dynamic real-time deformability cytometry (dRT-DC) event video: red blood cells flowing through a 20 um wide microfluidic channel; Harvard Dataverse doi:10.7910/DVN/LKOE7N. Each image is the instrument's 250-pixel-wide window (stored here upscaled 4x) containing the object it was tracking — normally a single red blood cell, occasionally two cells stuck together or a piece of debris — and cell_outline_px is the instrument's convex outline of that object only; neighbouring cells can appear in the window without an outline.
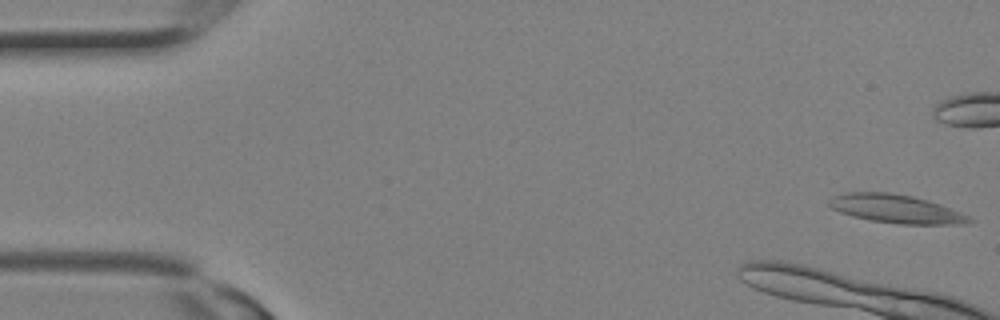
{"species": "Egyptian fruit bat (a non-hibernating species)", "species_latin": "Rousettus aegyptiacus", "temperature_condition": "room temperature", "stored_images_in_passage": 6, "camera_frame_rate_fps": 3000, "um_per_image_px": 0.085, "animal": {"sex": "female"}, "frame": {"image": 1, "passage_image": 1, "time_ms": 0.0, "image_size_px": [1000, 320], "cell_outline_px": [[976, 220], [956, 224], [900, 224], [872, 220], [852, 216], [840, 212], [832, 208], [828, 204], [828, 200], [844, 192], [888, 192], [912, 196], [928, 200], [940, 204], [960, 212]], "centroid_in_image_um": [76.14, 17.74], "position_along_channel_um": 8.9, "area_um2": 23.0}}